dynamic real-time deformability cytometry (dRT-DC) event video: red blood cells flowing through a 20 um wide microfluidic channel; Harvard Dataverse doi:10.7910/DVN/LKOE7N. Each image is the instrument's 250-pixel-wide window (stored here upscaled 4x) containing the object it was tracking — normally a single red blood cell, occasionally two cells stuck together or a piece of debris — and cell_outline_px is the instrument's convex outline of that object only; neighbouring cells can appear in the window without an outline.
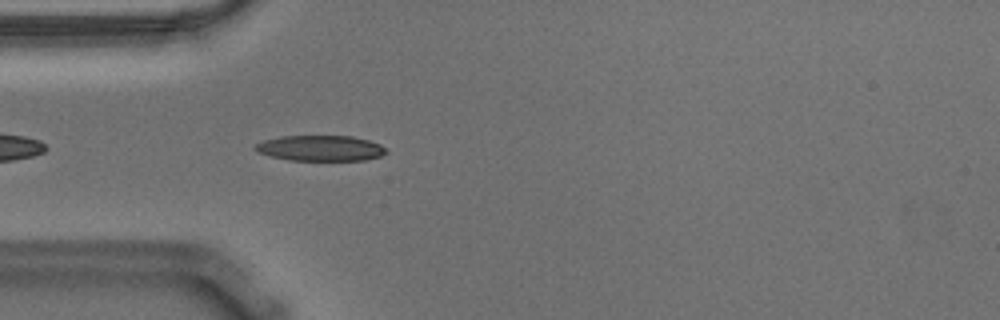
{"species": "Egyptian fruit bat (a non-hibernating species)", "species_latin": "Rousettus aegyptiacus", "temperature_condition": "warm", "stored_images_in_passage": 8, "camera_frame_rate_fps": 3000, "um_per_image_px": 0.085, "animal": {"sex": "male"}, "frame": {"image": 1, "passage_image": 4, "time_ms": 1.0, "image_size_px": [1000, 320], "cell_outline_px": [[388, 152], [380, 156], [364, 160], [288, 160], [272, 156], [260, 152], [252, 148], [252, 144], [264, 140], [280, 136], [352, 136], [368, 140], [380, 144]], "centroid_in_image_um": [27.21, 12.59], "position_along_channel_um": 57.8, "area_um2": 19.48}}